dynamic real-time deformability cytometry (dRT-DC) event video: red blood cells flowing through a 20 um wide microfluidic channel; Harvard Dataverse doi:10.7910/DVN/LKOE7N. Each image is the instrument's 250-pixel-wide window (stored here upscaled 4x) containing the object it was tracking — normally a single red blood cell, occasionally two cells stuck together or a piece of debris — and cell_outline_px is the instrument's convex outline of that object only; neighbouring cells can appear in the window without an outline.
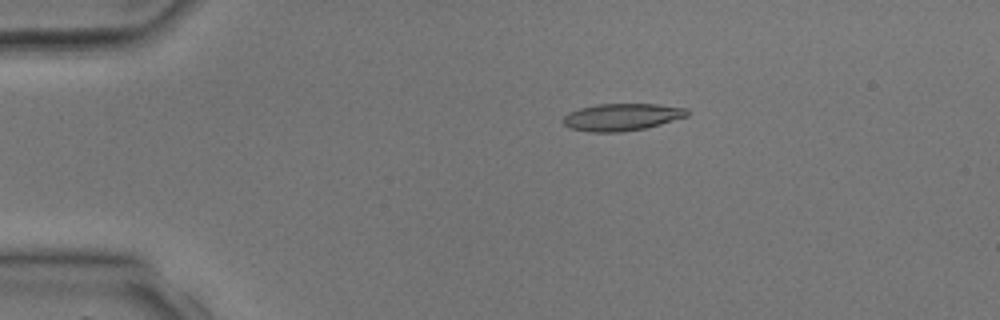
{"species": "common noctule bat (a hibernating species)", "species_latin": "Nyctalus noctula", "temperature_condition": "room temperature", "stored_images_in_passage": 3, "camera_frame_rate_fps": 3000, "um_per_image_px": 0.085, "animal": {"sex": "male", "body_mass_g": 17.9, "forearm_length_mm": 54.2}, "frame": {"image": 1, "passage_image": 2, "time_ms": 1.0, "image_size_px": [1000, 320], "cell_outline_px": [[688, 116], [660, 124], [644, 128], [620, 132], [588, 132], [568, 128], [560, 120], [568, 112], [580, 108], [596, 104], [656, 104], [688, 108]], "centroid_in_image_um": [52.81, 9.95], "position_along_channel_um": 32.2, "area_um2": 19.77}}